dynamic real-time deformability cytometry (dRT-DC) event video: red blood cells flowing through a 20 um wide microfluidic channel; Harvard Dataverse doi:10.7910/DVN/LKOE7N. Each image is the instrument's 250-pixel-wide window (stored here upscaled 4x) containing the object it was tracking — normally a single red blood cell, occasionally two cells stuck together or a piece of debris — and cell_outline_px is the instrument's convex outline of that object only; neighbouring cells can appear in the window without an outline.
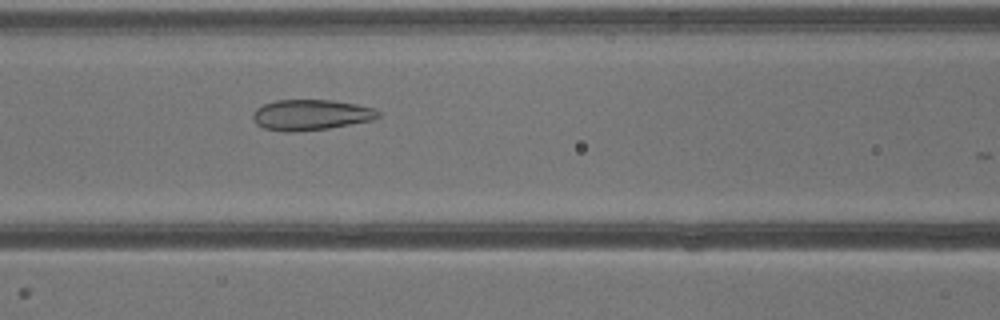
{"species": "common noctule bat (a hibernating species)", "species_latin": "Nyctalus noctula", "temperature_condition": "warm", "stored_images_in_passage": 10, "camera_frame_rate_fps": 3000, "um_per_image_px": 0.085, "animal": {"sex": "male", "body_mass_g": 13.3}, "frame": {"image": 1, "passage_image": 9, "time_ms": 2.667, "image_size_px": [1000, 320], "cell_outline_px": [[380, 116], [372, 120], [328, 128], [288, 132], [264, 128], [256, 124], [252, 116], [252, 112], [256, 108], [264, 104], [276, 100], [332, 100], [356, 104], [376, 108], [380, 112]], "centroid_in_image_um": [26.42, 9.75], "position_along_channel_um": 140.2, "area_um2": 22.31}}